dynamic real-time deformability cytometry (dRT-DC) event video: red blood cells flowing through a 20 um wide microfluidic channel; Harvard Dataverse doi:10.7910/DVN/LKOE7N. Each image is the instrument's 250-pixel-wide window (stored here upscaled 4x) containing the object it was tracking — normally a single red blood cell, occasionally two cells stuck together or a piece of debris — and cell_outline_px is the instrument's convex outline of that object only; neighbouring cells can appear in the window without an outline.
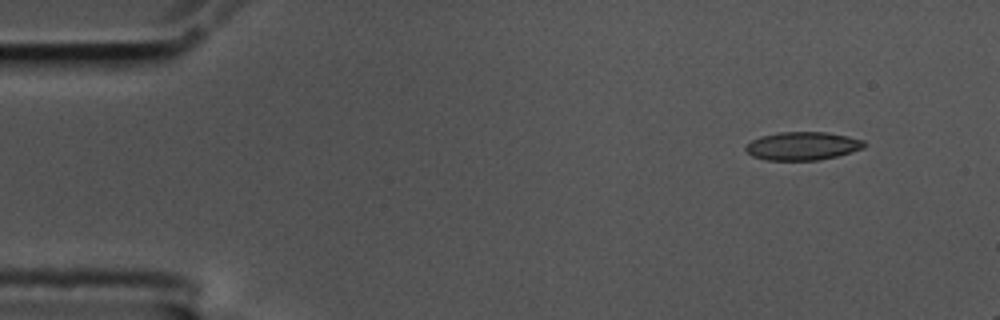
{"species": "common noctule bat (a hibernating species)", "species_latin": "Nyctalus noctula", "temperature_condition": "cold", "stored_images_in_passage": 4, "camera_frame_rate_fps": 3000, "um_per_image_px": 0.085, "animal": {"sex": "male", "body_mass_g": 17.5, "forearm_length_mm": 52.3}, "frame": {"image": 1, "passage_image": 1, "time_ms": 0.0, "image_size_px": [1000, 320], "cell_outline_px": [[868, 144], [864, 148], [836, 156], [820, 160], [764, 160], [752, 156], [744, 148], [752, 140], [760, 136], [780, 132], [828, 132], [848, 136], [864, 140]], "centroid_in_image_um": [68.24, 12.4], "position_along_channel_um": 16.8, "area_um2": 19.59}}